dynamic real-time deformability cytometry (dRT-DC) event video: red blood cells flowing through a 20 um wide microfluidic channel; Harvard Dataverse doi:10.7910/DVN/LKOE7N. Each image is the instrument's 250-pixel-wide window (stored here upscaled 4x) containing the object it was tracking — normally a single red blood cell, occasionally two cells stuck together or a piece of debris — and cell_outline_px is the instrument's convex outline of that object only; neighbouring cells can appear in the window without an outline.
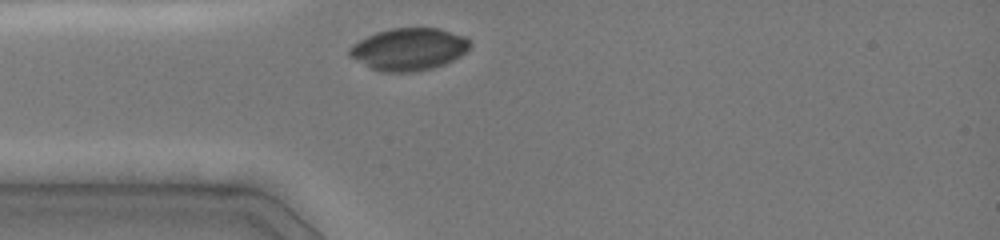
{"species": "common noctule bat (a hibernating species)", "species_latin": "Nyctalus noctula", "temperature_condition": "cold", "stored_images_in_passage": 1, "camera_frame_rate_fps": 3000, "um_per_image_px": 0.085, "animal": {"sex": "female", "body_mass_g": 19.0, "forearm_length_mm": 51.5}, "frame": {"image": 1, "passage_image": 1, "time_ms": 0.0, "image_size_px": [1000, 240], "cell_outline_px": [[472, 44], [460, 56], [444, 64], [432, 68], [416, 72], [380, 72], [348, 56], [348, 48], [352, 44], [376, 32], [392, 28], [440, 28], [464, 36]], "centroid_in_image_um": [34.73, 4.18], "position_along_channel_um": 50.3, "area_um2": 29.65}}